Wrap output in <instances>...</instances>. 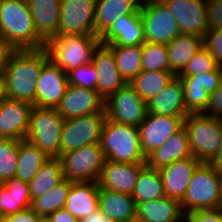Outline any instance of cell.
<instances>
[{
	"label": "cell",
	"instance_id": "obj_1",
	"mask_svg": "<svg viewBox=\"0 0 222 222\" xmlns=\"http://www.w3.org/2000/svg\"><path fill=\"white\" fill-rule=\"evenodd\" d=\"M50 59L47 49L16 50L3 73L7 98L35 106L36 82L42 66Z\"/></svg>",
	"mask_w": 222,
	"mask_h": 222
},
{
	"label": "cell",
	"instance_id": "obj_2",
	"mask_svg": "<svg viewBox=\"0 0 222 222\" xmlns=\"http://www.w3.org/2000/svg\"><path fill=\"white\" fill-rule=\"evenodd\" d=\"M0 34L16 50H36L46 46L37 36L26 0H0Z\"/></svg>",
	"mask_w": 222,
	"mask_h": 222
},
{
	"label": "cell",
	"instance_id": "obj_3",
	"mask_svg": "<svg viewBox=\"0 0 222 222\" xmlns=\"http://www.w3.org/2000/svg\"><path fill=\"white\" fill-rule=\"evenodd\" d=\"M100 145L106 160L117 163H146L137 126L106 118Z\"/></svg>",
	"mask_w": 222,
	"mask_h": 222
},
{
	"label": "cell",
	"instance_id": "obj_4",
	"mask_svg": "<svg viewBox=\"0 0 222 222\" xmlns=\"http://www.w3.org/2000/svg\"><path fill=\"white\" fill-rule=\"evenodd\" d=\"M181 206L185 215L197 210L220 208V174L210 163L201 162L197 166Z\"/></svg>",
	"mask_w": 222,
	"mask_h": 222
},
{
	"label": "cell",
	"instance_id": "obj_5",
	"mask_svg": "<svg viewBox=\"0 0 222 222\" xmlns=\"http://www.w3.org/2000/svg\"><path fill=\"white\" fill-rule=\"evenodd\" d=\"M100 44L96 35H63L51 39L45 46L50 59L66 73L92 61Z\"/></svg>",
	"mask_w": 222,
	"mask_h": 222
},
{
	"label": "cell",
	"instance_id": "obj_6",
	"mask_svg": "<svg viewBox=\"0 0 222 222\" xmlns=\"http://www.w3.org/2000/svg\"><path fill=\"white\" fill-rule=\"evenodd\" d=\"M184 127L192 155L200 162L210 163L222 142V119L207 117L202 113L188 114Z\"/></svg>",
	"mask_w": 222,
	"mask_h": 222
},
{
	"label": "cell",
	"instance_id": "obj_7",
	"mask_svg": "<svg viewBox=\"0 0 222 222\" xmlns=\"http://www.w3.org/2000/svg\"><path fill=\"white\" fill-rule=\"evenodd\" d=\"M64 119L55 108H39L34 106L26 140L36 145L49 158L61 155V136Z\"/></svg>",
	"mask_w": 222,
	"mask_h": 222
},
{
	"label": "cell",
	"instance_id": "obj_8",
	"mask_svg": "<svg viewBox=\"0 0 222 222\" xmlns=\"http://www.w3.org/2000/svg\"><path fill=\"white\" fill-rule=\"evenodd\" d=\"M58 158L63 178L71 182H97L106 161L100 143L71 150Z\"/></svg>",
	"mask_w": 222,
	"mask_h": 222
},
{
	"label": "cell",
	"instance_id": "obj_9",
	"mask_svg": "<svg viewBox=\"0 0 222 222\" xmlns=\"http://www.w3.org/2000/svg\"><path fill=\"white\" fill-rule=\"evenodd\" d=\"M140 12L145 42L167 45L180 34L177 20L160 0H142Z\"/></svg>",
	"mask_w": 222,
	"mask_h": 222
},
{
	"label": "cell",
	"instance_id": "obj_10",
	"mask_svg": "<svg viewBox=\"0 0 222 222\" xmlns=\"http://www.w3.org/2000/svg\"><path fill=\"white\" fill-rule=\"evenodd\" d=\"M105 120V109L102 112L64 120L61 136V155L83 146L100 143Z\"/></svg>",
	"mask_w": 222,
	"mask_h": 222
},
{
	"label": "cell",
	"instance_id": "obj_11",
	"mask_svg": "<svg viewBox=\"0 0 222 222\" xmlns=\"http://www.w3.org/2000/svg\"><path fill=\"white\" fill-rule=\"evenodd\" d=\"M106 118L121 124L138 126L148 113L147 102L127 84L111 94L104 103Z\"/></svg>",
	"mask_w": 222,
	"mask_h": 222
},
{
	"label": "cell",
	"instance_id": "obj_12",
	"mask_svg": "<svg viewBox=\"0 0 222 222\" xmlns=\"http://www.w3.org/2000/svg\"><path fill=\"white\" fill-rule=\"evenodd\" d=\"M96 0H61V18L56 36L94 35Z\"/></svg>",
	"mask_w": 222,
	"mask_h": 222
},
{
	"label": "cell",
	"instance_id": "obj_13",
	"mask_svg": "<svg viewBox=\"0 0 222 222\" xmlns=\"http://www.w3.org/2000/svg\"><path fill=\"white\" fill-rule=\"evenodd\" d=\"M186 117L147 113L137 126L143 153L147 157L184 126Z\"/></svg>",
	"mask_w": 222,
	"mask_h": 222
},
{
	"label": "cell",
	"instance_id": "obj_14",
	"mask_svg": "<svg viewBox=\"0 0 222 222\" xmlns=\"http://www.w3.org/2000/svg\"><path fill=\"white\" fill-rule=\"evenodd\" d=\"M177 20L180 34L204 37L208 31L206 0H160Z\"/></svg>",
	"mask_w": 222,
	"mask_h": 222
},
{
	"label": "cell",
	"instance_id": "obj_15",
	"mask_svg": "<svg viewBox=\"0 0 222 222\" xmlns=\"http://www.w3.org/2000/svg\"><path fill=\"white\" fill-rule=\"evenodd\" d=\"M35 106L56 108L69 85L67 73L49 59L36 82Z\"/></svg>",
	"mask_w": 222,
	"mask_h": 222
},
{
	"label": "cell",
	"instance_id": "obj_16",
	"mask_svg": "<svg viewBox=\"0 0 222 222\" xmlns=\"http://www.w3.org/2000/svg\"><path fill=\"white\" fill-rule=\"evenodd\" d=\"M104 103L105 100L97 91L69 84L55 109L66 120L102 112Z\"/></svg>",
	"mask_w": 222,
	"mask_h": 222
},
{
	"label": "cell",
	"instance_id": "obj_17",
	"mask_svg": "<svg viewBox=\"0 0 222 222\" xmlns=\"http://www.w3.org/2000/svg\"><path fill=\"white\" fill-rule=\"evenodd\" d=\"M33 105L26 101L5 99L0 103V138L23 140L29 129Z\"/></svg>",
	"mask_w": 222,
	"mask_h": 222
},
{
	"label": "cell",
	"instance_id": "obj_18",
	"mask_svg": "<svg viewBox=\"0 0 222 222\" xmlns=\"http://www.w3.org/2000/svg\"><path fill=\"white\" fill-rule=\"evenodd\" d=\"M99 39L106 46L143 45L145 31L141 12L119 17Z\"/></svg>",
	"mask_w": 222,
	"mask_h": 222
},
{
	"label": "cell",
	"instance_id": "obj_19",
	"mask_svg": "<svg viewBox=\"0 0 222 222\" xmlns=\"http://www.w3.org/2000/svg\"><path fill=\"white\" fill-rule=\"evenodd\" d=\"M146 163H117L106 160L97 180L100 189L132 195L137 177Z\"/></svg>",
	"mask_w": 222,
	"mask_h": 222
},
{
	"label": "cell",
	"instance_id": "obj_20",
	"mask_svg": "<svg viewBox=\"0 0 222 222\" xmlns=\"http://www.w3.org/2000/svg\"><path fill=\"white\" fill-rule=\"evenodd\" d=\"M91 62L98 73L97 92L104 100L127 85L117 69L112 51L106 45H98Z\"/></svg>",
	"mask_w": 222,
	"mask_h": 222
},
{
	"label": "cell",
	"instance_id": "obj_21",
	"mask_svg": "<svg viewBox=\"0 0 222 222\" xmlns=\"http://www.w3.org/2000/svg\"><path fill=\"white\" fill-rule=\"evenodd\" d=\"M200 163L195 156H189L159 169L165 196L181 202L186 194L193 172Z\"/></svg>",
	"mask_w": 222,
	"mask_h": 222
},
{
	"label": "cell",
	"instance_id": "obj_22",
	"mask_svg": "<svg viewBox=\"0 0 222 222\" xmlns=\"http://www.w3.org/2000/svg\"><path fill=\"white\" fill-rule=\"evenodd\" d=\"M37 36L47 44L58 34L61 0H26Z\"/></svg>",
	"mask_w": 222,
	"mask_h": 222
},
{
	"label": "cell",
	"instance_id": "obj_23",
	"mask_svg": "<svg viewBox=\"0 0 222 222\" xmlns=\"http://www.w3.org/2000/svg\"><path fill=\"white\" fill-rule=\"evenodd\" d=\"M148 113L168 115L172 117H187L184 104L183 85L178 76L163 88L148 103Z\"/></svg>",
	"mask_w": 222,
	"mask_h": 222
},
{
	"label": "cell",
	"instance_id": "obj_24",
	"mask_svg": "<svg viewBox=\"0 0 222 222\" xmlns=\"http://www.w3.org/2000/svg\"><path fill=\"white\" fill-rule=\"evenodd\" d=\"M192 155L187 130L183 126L171 136L163 145L146 157V165L156 170Z\"/></svg>",
	"mask_w": 222,
	"mask_h": 222
},
{
	"label": "cell",
	"instance_id": "obj_25",
	"mask_svg": "<svg viewBox=\"0 0 222 222\" xmlns=\"http://www.w3.org/2000/svg\"><path fill=\"white\" fill-rule=\"evenodd\" d=\"M142 0H96L94 35L100 37L119 17L137 14Z\"/></svg>",
	"mask_w": 222,
	"mask_h": 222
},
{
	"label": "cell",
	"instance_id": "obj_26",
	"mask_svg": "<svg viewBox=\"0 0 222 222\" xmlns=\"http://www.w3.org/2000/svg\"><path fill=\"white\" fill-rule=\"evenodd\" d=\"M99 186L96 181L71 182L65 209L81 220L98 208Z\"/></svg>",
	"mask_w": 222,
	"mask_h": 222
},
{
	"label": "cell",
	"instance_id": "obj_27",
	"mask_svg": "<svg viewBox=\"0 0 222 222\" xmlns=\"http://www.w3.org/2000/svg\"><path fill=\"white\" fill-rule=\"evenodd\" d=\"M184 216L181 202L166 196L137 205L136 218L142 222H179Z\"/></svg>",
	"mask_w": 222,
	"mask_h": 222
},
{
	"label": "cell",
	"instance_id": "obj_28",
	"mask_svg": "<svg viewBox=\"0 0 222 222\" xmlns=\"http://www.w3.org/2000/svg\"><path fill=\"white\" fill-rule=\"evenodd\" d=\"M98 208L117 222H128L136 218L137 206L129 194L99 188Z\"/></svg>",
	"mask_w": 222,
	"mask_h": 222
},
{
	"label": "cell",
	"instance_id": "obj_29",
	"mask_svg": "<svg viewBox=\"0 0 222 222\" xmlns=\"http://www.w3.org/2000/svg\"><path fill=\"white\" fill-rule=\"evenodd\" d=\"M29 183L12 177L0 184V218L31 206Z\"/></svg>",
	"mask_w": 222,
	"mask_h": 222
},
{
	"label": "cell",
	"instance_id": "obj_30",
	"mask_svg": "<svg viewBox=\"0 0 222 222\" xmlns=\"http://www.w3.org/2000/svg\"><path fill=\"white\" fill-rule=\"evenodd\" d=\"M202 47V37L179 34L173 41L166 45L170 71L176 76L179 75Z\"/></svg>",
	"mask_w": 222,
	"mask_h": 222
},
{
	"label": "cell",
	"instance_id": "obj_31",
	"mask_svg": "<svg viewBox=\"0 0 222 222\" xmlns=\"http://www.w3.org/2000/svg\"><path fill=\"white\" fill-rule=\"evenodd\" d=\"M48 159L49 157L30 141L19 140L18 165L15 177L29 183Z\"/></svg>",
	"mask_w": 222,
	"mask_h": 222
},
{
	"label": "cell",
	"instance_id": "obj_32",
	"mask_svg": "<svg viewBox=\"0 0 222 222\" xmlns=\"http://www.w3.org/2000/svg\"><path fill=\"white\" fill-rule=\"evenodd\" d=\"M131 196L135 200L136 206L142 202L164 197L165 191L159 171L145 165L137 177Z\"/></svg>",
	"mask_w": 222,
	"mask_h": 222
},
{
	"label": "cell",
	"instance_id": "obj_33",
	"mask_svg": "<svg viewBox=\"0 0 222 222\" xmlns=\"http://www.w3.org/2000/svg\"><path fill=\"white\" fill-rule=\"evenodd\" d=\"M107 47L113 53L119 73L130 84L142 71V45Z\"/></svg>",
	"mask_w": 222,
	"mask_h": 222
},
{
	"label": "cell",
	"instance_id": "obj_34",
	"mask_svg": "<svg viewBox=\"0 0 222 222\" xmlns=\"http://www.w3.org/2000/svg\"><path fill=\"white\" fill-rule=\"evenodd\" d=\"M176 75L171 71H141L129 84L147 103L165 88Z\"/></svg>",
	"mask_w": 222,
	"mask_h": 222
},
{
	"label": "cell",
	"instance_id": "obj_35",
	"mask_svg": "<svg viewBox=\"0 0 222 222\" xmlns=\"http://www.w3.org/2000/svg\"><path fill=\"white\" fill-rule=\"evenodd\" d=\"M62 166L59 158H49L29 182L31 199L44 195L53 189L61 180Z\"/></svg>",
	"mask_w": 222,
	"mask_h": 222
},
{
	"label": "cell",
	"instance_id": "obj_36",
	"mask_svg": "<svg viewBox=\"0 0 222 222\" xmlns=\"http://www.w3.org/2000/svg\"><path fill=\"white\" fill-rule=\"evenodd\" d=\"M70 189V181L64 178L44 195L35 197L30 208L39 216H49L65 207Z\"/></svg>",
	"mask_w": 222,
	"mask_h": 222
},
{
	"label": "cell",
	"instance_id": "obj_37",
	"mask_svg": "<svg viewBox=\"0 0 222 222\" xmlns=\"http://www.w3.org/2000/svg\"><path fill=\"white\" fill-rule=\"evenodd\" d=\"M143 71H170L168 51L165 44L145 42L142 45Z\"/></svg>",
	"mask_w": 222,
	"mask_h": 222
},
{
	"label": "cell",
	"instance_id": "obj_38",
	"mask_svg": "<svg viewBox=\"0 0 222 222\" xmlns=\"http://www.w3.org/2000/svg\"><path fill=\"white\" fill-rule=\"evenodd\" d=\"M19 140L0 138V184L16 174Z\"/></svg>",
	"mask_w": 222,
	"mask_h": 222
},
{
	"label": "cell",
	"instance_id": "obj_39",
	"mask_svg": "<svg viewBox=\"0 0 222 222\" xmlns=\"http://www.w3.org/2000/svg\"><path fill=\"white\" fill-rule=\"evenodd\" d=\"M184 104L189 114L203 113L208 105L209 94L199 84H182Z\"/></svg>",
	"mask_w": 222,
	"mask_h": 222
},
{
	"label": "cell",
	"instance_id": "obj_40",
	"mask_svg": "<svg viewBox=\"0 0 222 222\" xmlns=\"http://www.w3.org/2000/svg\"><path fill=\"white\" fill-rule=\"evenodd\" d=\"M219 65L210 52L203 46L187 63L184 70L177 76H193L214 71Z\"/></svg>",
	"mask_w": 222,
	"mask_h": 222
},
{
	"label": "cell",
	"instance_id": "obj_41",
	"mask_svg": "<svg viewBox=\"0 0 222 222\" xmlns=\"http://www.w3.org/2000/svg\"><path fill=\"white\" fill-rule=\"evenodd\" d=\"M67 78L71 85L97 91L98 73L92 62L69 70Z\"/></svg>",
	"mask_w": 222,
	"mask_h": 222
},
{
	"label": "cell",
	"instance_id": "obj_42",
	"mask_svg": "<svg viewBox=\"0 0 222 222\" xmlns=\"http://www.w3.org/2000/svg\"><path fill=\"white\" fill-rule=\"evenodd\" d=\"M182 84H199L204 90L211 94L222 81V67L218 66L214 71L193 76H178Z\"/></svg>",
	"mask_w": 222,
	"mask_h": 222
},
{
	"label": "cell",
	"instance_id": "obj_43",
	"mask_svg": "<svg viewBox=\"0 0 222 222\" xmlns=\"http://www.w3.org/2000/svg\"><path fill=\"white\" fill-rule=\"evenodd\" d=\"M203 46L222 67V29L208 30L203 37Z\"/></svg>",
	"mask_w": 222,
	"mask_h": 222
},
{
	"label": "cell",
	"instance_id": "obj_44",
	"mask_svg": "<svg viewBox=\"0 0 222 222\" xmlns=\"http://www.w3.org/2000/svg\"><path fill=\"white\" fill-rule=\"evenodd\" d=\"M202 114L207 117L222 119V81L219 86L209 94L208 105Z\"/></svg>",
	"mask_w": 222,
	"mask_h": 222
},
{
	"label": "cell",
	"instance_id": "obj_45",
	"mask_svg": "<svg viewBox=\"0 0 222 222\" xmlns=\"http://www.w3.org/2000/svg\"><path fill=\"white\" fill-rule=\"evenodd\" d=\"M208 30L222 29V0H206Z\"/></svg>",
	"mask_w": 222,
	"mask_h": 222
},
{
	"label": "cell",
	"instance_id": "obj_46",
	"mask_svg": "<svg viewBox=\"0 0 222 222\" xmlns=\"http://www.w3.org/2000/svg\"><path fill=\"white\" fill-rule=\"evenodd\" d=\"M186 216L190 222H222V208L197 210Z\"/></svg>",
	"mask_w": 222,
	"mask_h": 222
},
{
	"label": "cell",
	"instance_id": "obj_47",
	"mask_svg": "<svg viewBox=\"0 0 222 222\" xmlns=\"http://www.w3.org/2000/svg\"><path fill=\"white\" fill-rule=\"evenodd\" d=\"M40 216L31 208L9 214L1 219L2 222H39Z\"/></svg>",
	"mask_w": 222,
	"mask_h": 222
},
{
	"label": "cell",
	"instance_id": "obj_48",
	"mask_svg": "<svg viewBox=\"0 0 222 222\" xmlns=\"http://www.w3.org/2000/svg\"><path fill=\"white\" fill-rule=\"evenodd\" d=\"M16 49L0 34V72L9 63L10 57Z\"/></svg>",
	"mask_w": 222,
	"mask_h": 222
},
{
	"label": "cell",
	"instance_id": "obj_49",
	"mask_svg": "<svg viewBox=\"0 0 222 222\" xmlns=\"http://www.w3.org/2000/svg\"><path fill=\"white\" fill-rule=\"evenodd\" d=\"M49 218L52 222H80L65 208L59 209L55 213L50 214Z\"/></svg>",
	"mask_w": 222,
	"mask_h": 222
},
{
	"label": "cell",
	"instance_id": "obj_50",
	"mask_svg": "<svg viewBox=\"0 0 222 222\" xmlns=\"http://www.w3.org/2000/svg\"><path fill=\"white\" fill-rule=\"evenodd\" d=\"M80 222H117L101 212L99 208L85 216Z\"/></svg>",
	"mask_w": 222,
	"mask_h": 222
},
{
	"label": "cell",
	"instance_id": "obj_51",
	"mask_svg": "<svg viewBox=\"0 0 222 222\" xmlns=\"http://www.w3.org/2000/svg\"><path fill=\"white\" fill-rule=\"evenodd\" d=\"M210 164L217 170L219 174H222V142L219 147V151Z\"/></svg>",
	"mask_w": 222,
	"mask_h": 222
},
{
	"label": "cell",
	"instance_id": "obj_52",
	"mask_svg": "<svg viewBox=\"0 0 222 222\" xmlns=\"http://www.w3.org/2000/svg\"><path fill=\"white\" fill-rule=\"evenodd\" d=\"M7 99L5 77L3 71L0 72V103Z\"/></svg>",
	"mask_w": 222,
	"mask_h": 222
},
{
	"label": "cell",
	"instance_id": "obj_53",
	"mask_svg": "<svg viewBox=\"0 0 222 222\" xmlns=\"http://www.w3.org/2000/svg\"><path fill=\"white\" fill-rule=\"evenodd\" d=\"M220 208H222V174H220Z\"/></svg>",
	"mask_w": 222,
	"mask_h": 222
},
{
	"label": "cell",
	"instance_id": "obj_54",
	"mask_svg": "<svg viewBox=\"0 0 222 222\" xmlns=\"http://www.w3.org/2000/svg\"><path fill=\"white\" fill-rule=\"evenodd\" d=\"M39 222H52L49 216H40Z\"/></svg>",
	"mask_w": 222,
	"mask_h": 222
},
{
	"label": "cell",
	"instance_id": "obj_55",
	"mask_svg": "<svg viewBox=\"0 0 222 222\" xmlns=\"http://www.w3.org/2000/svg\"><path fill=\"white\" fill-rule=\"evenodd\" d=\"M128 222H142L140 219H138V218H135V219H133V220H130V221H128Z\"/></svg>",
	"mask_w": 222,
	"mask_h": 222
},
{
	"label": "cell",
	"instance_id": "obj_56",
	"mask_svg": "<svg viewBox=\"0 0 222 222\" xmlns=\"http://www.w3.org/2000/svg\"><path fill=\"white\" fill-rule=\"evenodd\" d=\"M185 218V220H186V222H190V220L188 219V217L186 216V217H184ZM183 220H180L179 222H182Z\"/></svg>",
	"mask_w": 222,
	"mask_h": 222
}]
</instances>
